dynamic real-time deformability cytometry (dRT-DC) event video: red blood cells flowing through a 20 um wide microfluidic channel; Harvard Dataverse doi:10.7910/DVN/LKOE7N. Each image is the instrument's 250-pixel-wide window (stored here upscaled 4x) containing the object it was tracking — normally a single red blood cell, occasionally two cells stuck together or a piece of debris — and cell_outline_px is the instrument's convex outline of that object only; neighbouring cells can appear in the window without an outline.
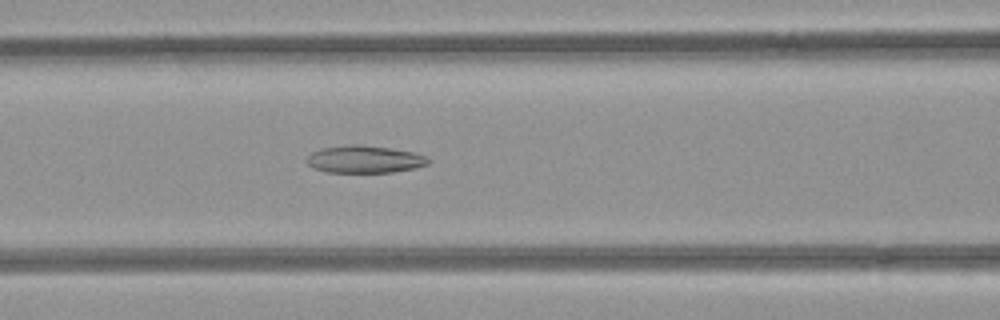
{"species": "common noctule bat (a hibernating species)", "species_latin": "Nyctalus noctula", "temperature_condition": "room temperature", "stored_images_in_passage": 52, "camera_frame_rate_fps": 3000, "um_per_image_px": 0.085, "animal": {"sex": "female", "body_mass_g": 21.9}, "frame": {"image": 1, "passage_image": 22, "time_ms": 7.0, "image_size_px": [1000, 320], "cell_outline_px": [[432, 160], [428, 164], [416, 168], [392, 172], [328, 172], [312, 168], [308, 164], [308, 156], [312, 152], [324, 148], [352, 144], [360, 144], [388, 148], [412, 152], [424, 156]], "centroid_in_image_um": [31.0, 13.54], "position_along_channel_um": 135.6, "area_um2": 19.19}}
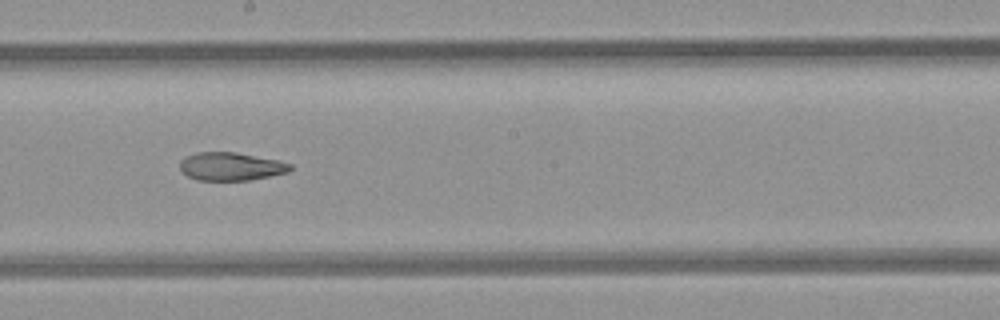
{"frame": {"image": 2, "passage_image": 29, "time_ms": 9.333, "image_size_px": [1000, 320], "cell_outline_px": [[292, 168], [288, 172], [248, 180], [196, 180], [180, 172], [180, 160], [184, 156], [196, 152], [236, 152], [280, 160], [292, 164]], "centroid_in_image_um": [19.59, 14.13], "position_along_channel_um": 228.6, "area_um2": 18.26}}
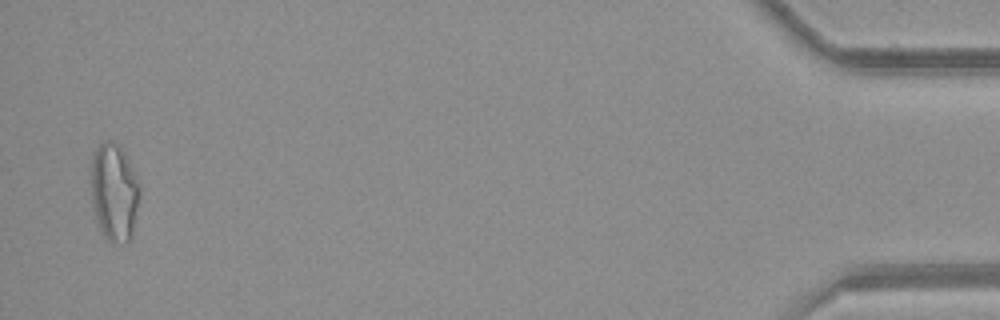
{"frame": {"image": 3, "passage_image": 51, "time_ms": 16.667, "image_size_px": [1000, 320], "cell_outline_px": [[140, 196], [132, 236], [124, 244], [108, 240], [104, 236], [100, 228], [92, 200], [88, 180], [92, 152], [104, 140], [112, 140], [120, 144], [140, 184]], "centroid_in_image_um": [9.68, 16.27], "position_along_channel_um": 425.5, "area_um2": 28.32}, "authors_computed_cell_mechanics": {"area_um2": 22.4553, "velocity_mm_per_s": 3.9856, "shape_relaxation_time_tau1_ms": null, "shape_relaxation_time_tau2_ms": 5.4285, "deformation_change_tau1": null, "deformation_change_tau2": 0.1447}}